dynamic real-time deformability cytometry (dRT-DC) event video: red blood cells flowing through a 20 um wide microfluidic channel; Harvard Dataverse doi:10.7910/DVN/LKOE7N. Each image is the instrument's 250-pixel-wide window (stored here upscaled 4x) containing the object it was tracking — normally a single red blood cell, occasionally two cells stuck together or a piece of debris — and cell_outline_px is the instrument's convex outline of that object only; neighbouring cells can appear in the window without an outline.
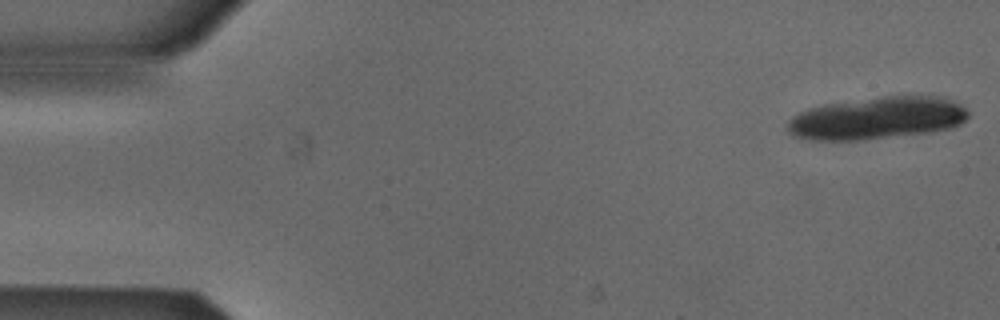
{"species": "Egyptian fruit bat (a non-hibernating species)", "species_latin": "Rousettus aegyptiacus", "temperature_condition": "cold", "stored_images_in_passage": 19, "camera_frame_rate_fps": 3000, "um_per_image_px": 0.085, "animal": {"sex": "male"}, "frame": {"image": 1, "passage_image": 1, "time_ms": 0.0, "image_size_px": [1000, 320], "cell_outline_px": [[968, 116], [960, 124], [952, 128], [928, 132], [860, 140], [812, 140], [792, 136], [788, 132], [788, 120], [800, 112], [812, 108], [828, 104], [884, 96], [940, 96], [952, 100], [960, 104], [968, 112]], "centroid_in_image_um": [74.56, 10.05], "position_along_channel_um": 10.4, "area_um2": 44.16}}
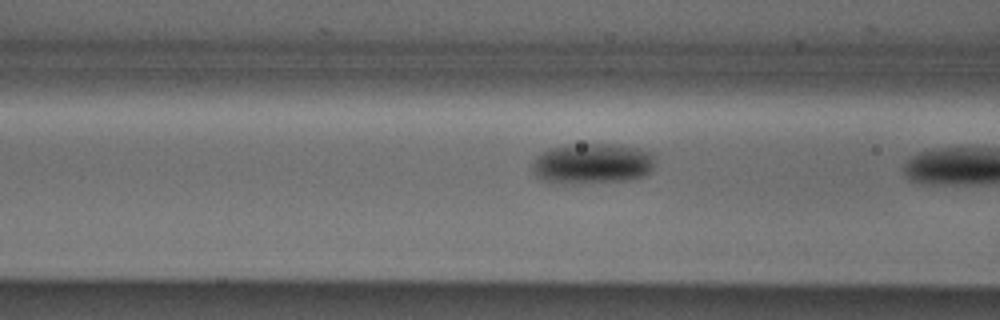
{"frame": {"image": 2, "passage_image": 18, "time_ms": 5.667, "image_size_px": [1000, 320], "cell_outline_px": [[652, 172], [644, 176], [632, 180], [576, 184], [564, 184], [540, 180], [532, 172], [532, 164], [536, 156], [540, 152], [548, 148], [584, 144], [612, 144], [636, 148], [648, 152], [652, 156]], "centroid_in_image_um": [50.28, 13.94], "position_along_channel_um": 116.3, "area_um2": 29.19}}